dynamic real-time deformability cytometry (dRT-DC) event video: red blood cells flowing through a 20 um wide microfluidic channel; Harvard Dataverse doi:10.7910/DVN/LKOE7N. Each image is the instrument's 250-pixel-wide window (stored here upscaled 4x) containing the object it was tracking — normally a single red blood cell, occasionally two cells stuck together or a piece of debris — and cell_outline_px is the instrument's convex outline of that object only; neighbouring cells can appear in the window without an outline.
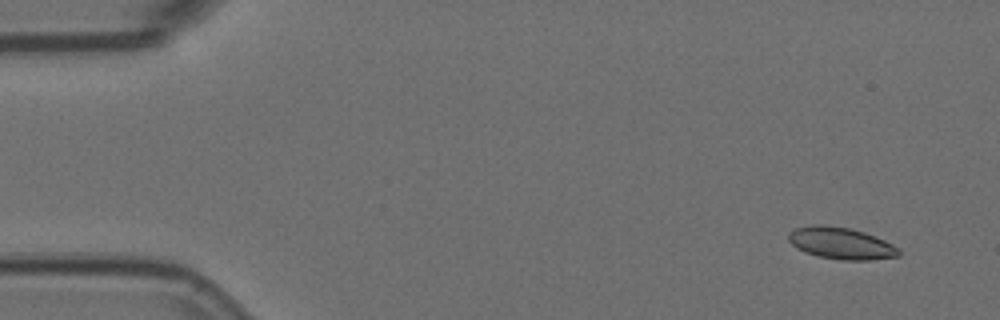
{"species": "Egyptian fruit bat (a non-hibernating species)", "species_latin": "Rousettus aegyptiacus", "temperature_condition": "room temperature", "stored_images_in_passage": 4, "camera_frame_rate_fps": 3000, "um_per_image_px": 0.085, "animal": {"sex": "female"}, "frame": {"image": 1, "passage_image": 1, "time_ms": 0.0, "image_size_px": [1000, 320], "cell_outline_px": [[900, 256], [872, 260], [840, 260], [820, 256], [804, 252], [796, 248], [788, 240], [788, 232], [796, 228], [812, 224], [824, 224], [848, 228], [864, 232], [876, 236], [900, 248]], "centroid_in_image_um": [71.49, 20.67], "position_along_channel_um": 13.5, "area_um2": 20.63}}
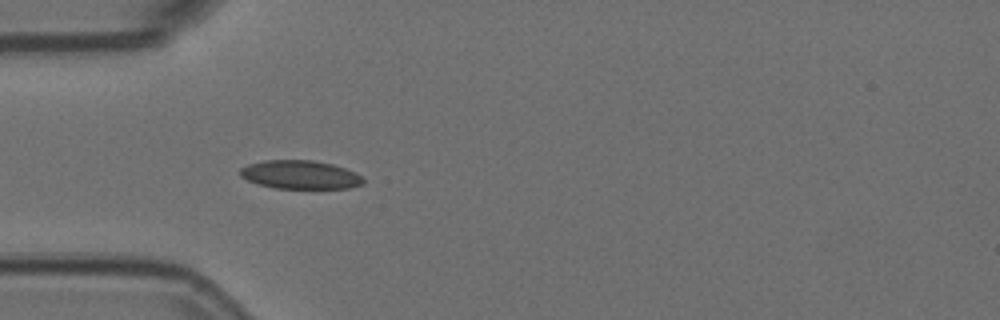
{"frame": {"image": 2, "passage_image": 4, "time_ms": 1.0, "image_size_px": [1000, 320], "cell_outline_px": [[364, 184], [348, 188], [276, 188], [256, 184], [240, 176], [240, 168], [248, 164], [264, 160], [312, 160], [332, 164], [356, 172], [364, 180]], "centroid_in_image_um": [25.5, 14.85], "position_along_channel_um": 59.5, "area_um2": 20.46}}